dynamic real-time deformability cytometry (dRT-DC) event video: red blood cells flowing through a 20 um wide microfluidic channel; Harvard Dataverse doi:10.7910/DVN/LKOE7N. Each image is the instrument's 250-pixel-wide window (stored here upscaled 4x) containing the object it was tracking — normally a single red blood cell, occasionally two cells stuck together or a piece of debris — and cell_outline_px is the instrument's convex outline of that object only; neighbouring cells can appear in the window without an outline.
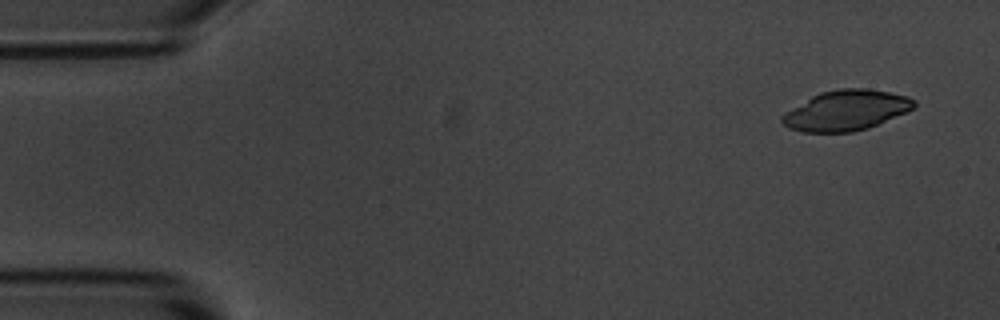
{"species": "common noctule bat (a hibernating species)", "species_latin": "Nyctalus noctula", "temperature_condition": "room temperature", "stored_images_in_passage": 4, "camera_frame_rate_fps": 3000, "um_per_image_px": 0.085, "animal": {"sex": "male", "body_mass_g": 20.1, "forearm_length_mm": 53.5}, "frame": {"image": 1, "passage_image": 1, "time_ms": 0.0, "image_size_px": [1000, 320], "cell_outline_px": [[916, 108], [908, 112], [868, 128], [852, 132], [800, 132], [788, 128], [780, 120], [780, 116], [784, 112], [812, 96], [820, 92], [840, 88], [868, 88], [908, 96], [916, 100]], "centroid_in_image_um": [71.93, 9.38], "position_along_channel_um": 13.1, "area_um2": 31.27}}